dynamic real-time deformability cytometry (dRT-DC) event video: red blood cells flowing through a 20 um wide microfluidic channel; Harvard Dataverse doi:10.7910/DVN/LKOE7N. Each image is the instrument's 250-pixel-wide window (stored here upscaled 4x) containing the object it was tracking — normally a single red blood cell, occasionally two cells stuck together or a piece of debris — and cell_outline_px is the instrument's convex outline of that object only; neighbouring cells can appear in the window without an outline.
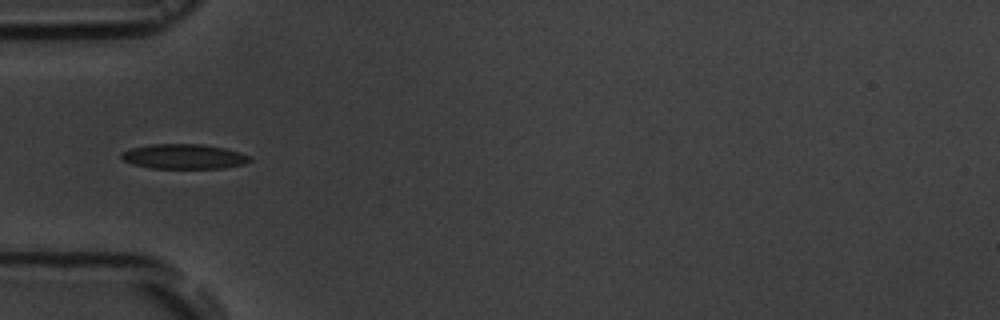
{"species": "common noctule bat (a hibernating species)", "species_latin": "Nyctalus noctula", "temperature_condition": "room temperature", "stored_images_in_passage": 7, "camera_frame_rate_fps": 3000, "um_per_image_px": 0.085, "animal": {"sex": "male", "body_mass_g": 19.5, "forearm_length_mm": 54.6}, "frame": {"image": 1, "passage_image": 5, "time_ms": 4.333, "image_size_px": [1000, 320], "cell_outline_px": [[252, 160], [244, 164], [224, 168], [152, 168], [132, 164], [124, 160], [120, 156], [120, 152], [132, 148], [152, 144], [204, 144], [224, 148], [248, 156]], "centroid_in_image_um": [15.6, 13.3], "position_along_channel_um": 69.4, "area_um2": 18.44}}
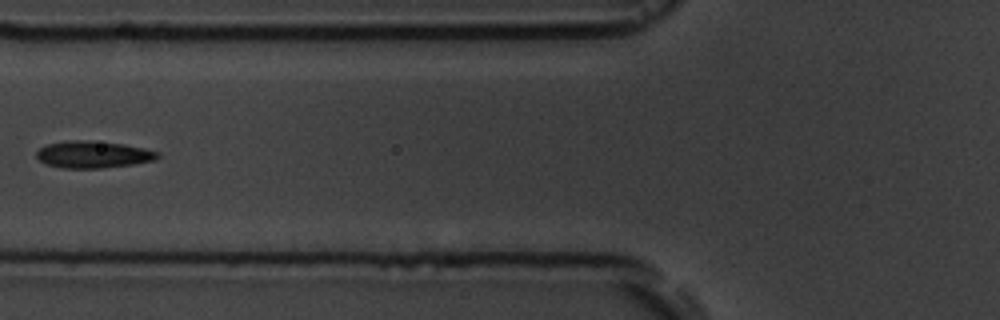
{"frame": {"image": 2, "passage_image": 6, "time_ms": 5.667, "image_size_px": [1000, 320], "cell_outline_px": [[160, 156], [156, 160], [132, 164], [100, 168], [64, 168], [44, 164], [36, 156], [36, 152], [40, 148], [48, 144], [76, 140], [84, 140], [124, 144], [144, 148], [160, 152]], "centroid_in_image_um": [7.94, 13.14], "position_along_channel_um": 117.9, "area_um2": 18.9}}
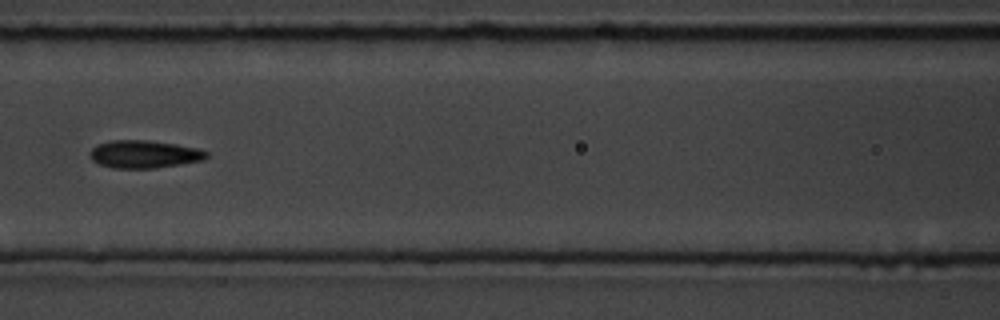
{"frame": {"image": 3, "passage_image": 7, "time_ms": 6.667, "image_size_px": [1000, 320], "cell_outline_px": [[208, 156], [204, 160], [156, 168], [112, 168], [100, 164], [92, 160], [92, 148], [96, 144], [112, 140], [148, 140], [176, 144], [196, 148], [208, 152]], "centroid_in_image_um": [12.27, 13.1], "position_along_channel_um": 154.3, "area_um2": 18.73}}